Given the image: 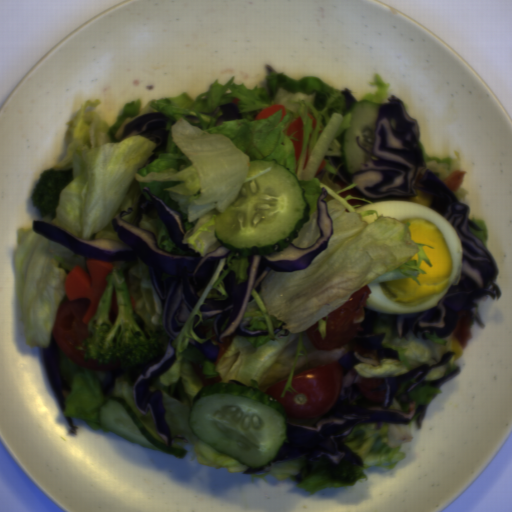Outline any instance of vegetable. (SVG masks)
Masks as SVG:
<instances>
[{
  "label": "vegetable",
  "instance_id": "1",
  "mask_svg": "<svg viewBox=\"0 0 512 512\" xmlns=\"http://www.w3.org/2000/svg\"><path fill=\"white\" fill-rule=\"evenodd\" d=\"M263 86L248 88L231 77L225 84L215 79L206 93L191 98L187 92L179 96L151 99L143 106L141 99L125 104L114 125L105 123L96 108L101 100H86L71 116L64 134L66 153L53 169H72L74 177L58 196L55 217L41 221L54 224L78 239H112L120 241L113 229L112 218L132 209L124 222L138 216L141 196L149 199L144 188L163 204L178 213L184 235L182 244L193 248L202 257L222 244L215 235L217 217L228 210L242 192L250 160H271L291 172L301 186L309 204V219L295 240V247L308 248L321 237L317 222L318 198L327 191L326 207L332 224L327 247L310 265L287 273L270 271L261 284V292L251 290L252 301L247 305L243 320L252 325L249 331L268 330L267 336L231 338V342L215 364L189 341L205 344L215 335L213 325L217 315L202 318L205 299L226 300L224 278L235 272L236 284L248 277L249 255L230 250L222 257L199 299L172 342L175 360L168 371L157 378L150 391L160 390L171 447L185 450L190 446L199 463L211 468H225L230 473L249 467L219 452L200 439L189 423L190 410L197 392L204 389L192 368L201 365L204 378L221 377L222 383L250 385L267 395L268 388L287 380L281 393H295L291 387L295 374L338 362L347 351L365 357H377L369 345L353 340L332 350H316L310 343L308 330L318 322L323 340L327 322L323 317L344 305L350 296L364 286L401 278L413 279L419 286L420 268L425 262L431 267L424 242L411 239L405 221L378 215V211L359 212L355 199L373 204L369 199L340 194L358 186L340 188L330 178L337 173L330 156H342L341 133L350 126L351 114L346 105L345 91L327 84L319 77L304 76L294 80L269 64ZM240 98L237 105L242 119L215 125L222 114L219 105ZM284 105L281 111L267 119L255 120L261 110L272 104ZM163 112L174 124H168L169 135L162 154L151 164L146 161L156 145L141 135L121 138L128 122L138 116ZM307 112L316 120V129ZM301 116L304 127L303 148L299 162L294 158L293 135H286L289 123ZM306 145L310 159L303 170ZM327 166L314 175L320 162ZM365 204V205H366ZM363 205V206H365ZM362 206V207H363ZM121 242V241H120ZM434 249V248H433ZM206 324V339L196 336L193 329ZM289 329V336L280 339L274 330Z\"/></svg>",
  "mask_w": 512,
  "mask_h": 512
},
{
  "label": "vegetable",
  "instance_id": "2",
  "mask_svg": "<svg viewBox=\"0 0 512 512\" xmlns=\"http://www.w3.org/2000/svg\"><path fill=\"white\" fill-rule=\"evenodd\" d=\"M87 260L39 235L33 226L19 228L15 278L27 345L40 349L50 346L58 310L70 299L65 280L75 266L89 276Z\"/></svg>",
  "mask_w": 512,
  "mask_h": 512
},
{
  "label": "vegetable",
  "instance_id": "10",
  "mask_svg": "<svg viewBox=\"0 0 512 512\" xmlns=\"http://www.w3.org/2000/svg\"><path fill=\"white\" fill-rule=\"evenodd\" d=\"M370 85L376 86L377 89L373 94H366L362 100H370L376 103H385L392 97L389 82H386L380 74H375ZM359 101V102H360Z\"/></svg>",
  "mask_w": 512,
  "mask_h": 512
},
{
  "label": "vegetable",
  "instance_id": "11",
  "mask_svg": "<svg viewBox=\"0 0 512 512\" xmlns=\"http://www.w3.org/2000/svg\"><path fill=\"white\" fill-rule=\"evenodd\" d=\"M470 220L473 221L474 223H476L477 225H479L482 229L480 231H475V230L470 229V233H472L473 235L478 237L486 248L488 233H487V226H486L485 220L480 219V218H470Z\"/></svg>",
  "mask_w": 512,
  "mask_h": 512
},
{
  "label": "vegetable",
  "instance_id": "8",
  "mask_svg": "<svg viewBox=\"0 0 512 512\" xmlns=\"http://www.w3.org/2000/svg\"><path fill=\"white\" fill-rule=\"evenodd\" d=\"M139 226L145 231H149L155 235V242L162 252L184 255V250L176 245L171 238L167 227L157 212H149L142 214Z\"/></svg>",
  "mask_w": 512,
  "mask_h": 512
},
{
  "label": "vegetable",
  "instance_id": "7",
  "mask_svg": "<svg viewBox=\"0 0 512 512\" xmlns=\"http://www.w3.org/2000/svg\"><path fill=\"white\" fill-rule=\"evenodd\" d=\"M458 367V359L453 358L443 366L433 369L423 379L425 380L424 385H417L411 392H405L406 389L414 384L415 380H406L397 387L396 394L390 404L391 409L398 410L404 414L409 412V404H403L399 401L400 395H407L415 403L417 409L420 405L425 406L426 410L430 405L431 401L435 399L439 394H442L441 387L435 388L432 386L433 380H442L447 375L453 373L454 369Z\"/></svg>",
  "mask_w": 512,
  "mask_h": 512
},
{
  "label": "vegetable",
  "instance_id": "9",
  "mask_svg": "<svg viewBox=\"0 0 512 512\" xmlns=\"http://www.w3.org/2000/svg\"><path fill=\"white\" fill-rule=\"evenodd\" d=\"M424 161L428 168L432 170L437 176L443 181L455 171H463L462 163L460 158L447 157L438 158L436 156L429 155L425 144L419 143Z\"/></svg>",
  "mask_w": 512,
  "mask_h": 512
},
{
  "label": "vegetable",
  "instance_id": "4",
  "mask_svg": "<svg viewBox=\"0 0 512 512\" xmlns=\"http://www.w3.org/2000/svg\"><path fill=\"white\" fill-rule=\"evenodd\" d=\"M58 358L63 379L69 386V394L65 398V412L63 417H70L83 422L93 430L111 432L99 423L101 405L112 396H119L126 400L136 418L146 431L158 441L165 444L158 436L157 429L148 411L143 414L136 406L132 389L137 377L146 369L126 372L121 367L115 372L114 388L108 395H104L100 387L107 381L109 371H95L74 363L58 345Z\"/></svg>",
  "mask_w": 512,
  "mask_h": 512
},
{
  "label": "vegetable",
  "instance_id": "3",
  "mask_svg": "<svg viewBox=\"0 0 512 512\" xmlns=\"http://www.w3.org/2000/svg\"><path fill=\"white\" fill-rule=\"evenodd\" d=\"M416 413L408 424L383 423L380 429L376 424H357L345 437L344 443L363 460V467L345 464L338 469L323 461H307L301 457L285 463L272 465L265 474H252L253 480L272 476L277 481L291 479L302 490L312 494L324 488L352 487L359 481H368L366 469L378 467L394 469L405 458L401 451L403 443L413 441L411 429L417 425Z\"/></svg>",
  "mask_w": 512,
  "mask_h": 512
},
{
  "label": "vegetable",
  "instance_id": "12",
  "mask_svg": "<svg viewBox=\"0 0 512 512\" xmlns=\"http://www.w3.org/2000/svg\"><path fill=\"white\" fill-rule=\"evenodd\" d=\"M454 193L456 194V196L459 198L460 201L465 199L469 195L468 189L463 187L462 182H461L457 192H454Z\"/></svg>",
  "mask_w": 512,
  "mask_h": 512
},
{
  "label": "vegetable",
  "instance_id": "6",
  "mask_svg": "<svg viewBox=\"0 0 512 512\" xmlns=\"http://www.w3.org/2000/svg\"><path fill=\"white\" fill-rule=\"evenodd\" d=\"M122 272L131 307L143 336L156 335L166 350L168 335L163 320V307L153 284L149 266L138 258L132 262H108Z\"/></svg>",
  "mask_w": 512,
  "mask_h": 512
},
{
  "label": "vegetable",
  "instance_id": "5",
  "mask_svg": "<svg viewBox=\"0 0 512 512\" xmlns=\"http://www.w3.org/2000/svg\"><path fill=\"white\" fill-rule=\"evenodd\" d=\"M375 333H384L382 347L395 350L399 361L388 359L379 360V366L360 364L354 371L364 378L389 379L413 371L423 365H436L440 363L444 353L453 351L449 347L451 338H440L429 332L420 335H407L398 337L394 329L393 313H379Z\"/></svg>",
  "mask_w": 512,
  "mask_h": 512
}]
</instances>
